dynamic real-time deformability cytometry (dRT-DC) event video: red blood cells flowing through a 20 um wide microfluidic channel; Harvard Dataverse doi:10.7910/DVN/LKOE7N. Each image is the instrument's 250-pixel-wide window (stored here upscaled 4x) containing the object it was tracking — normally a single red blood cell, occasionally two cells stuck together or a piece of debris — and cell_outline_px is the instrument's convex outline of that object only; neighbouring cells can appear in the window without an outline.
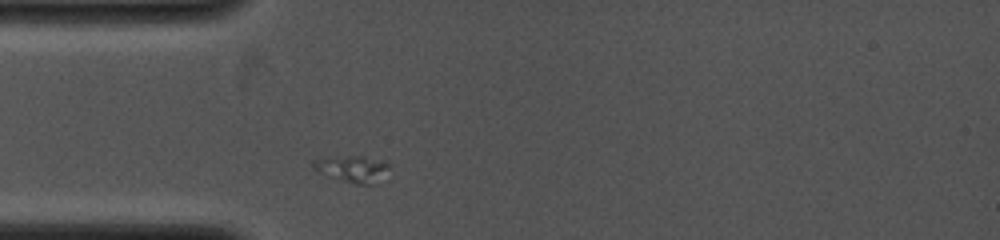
{"species": "common noctule bat (a hibernating species)", "species_latin": "Nyctalus noctula", "temperature_condition": "cold", "stored_images_in_passage": 1, "camera_frame_rate_fps": 4000, "um_per_image_px": 0.085, "animal": {"sex": "female", "body_mass_g": 19.0, "forearm_length_mm": 53.3}, "frame": {"image": 1, "passage_image": 1, "time_ms": 0.0, "image_size_px": [1000, 240], "cell_outline_px": [[392, 164], [376, 184], [356, 184], [328, 176], [312, 168], [312, 160], [328, 156], [364, 156], [384, 160]], "centroid_in_image_um": [29.96, 14.32], "position_along_channel_um": 55.0, "area_um2": 11.96}}